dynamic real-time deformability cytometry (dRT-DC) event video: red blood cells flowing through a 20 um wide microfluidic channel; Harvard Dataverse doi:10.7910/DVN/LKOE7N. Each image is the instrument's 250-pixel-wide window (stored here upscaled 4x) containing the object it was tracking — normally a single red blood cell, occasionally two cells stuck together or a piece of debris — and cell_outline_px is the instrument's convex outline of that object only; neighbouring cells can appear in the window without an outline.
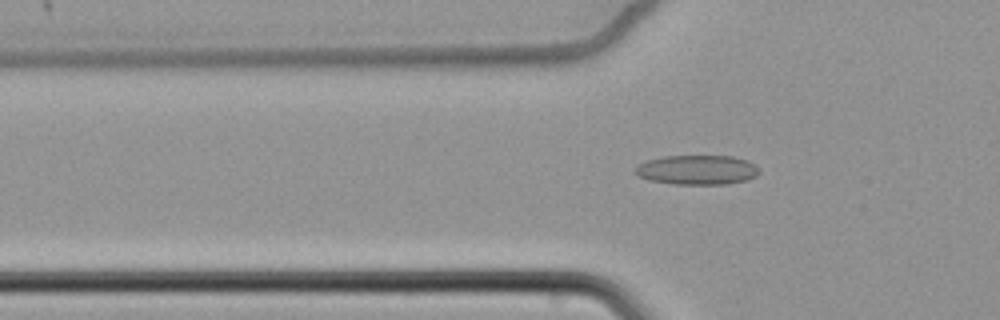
{"species": "common noctule bat (a hibernating species)", "species_latin": "Nyctalus noctula", "temperature_condition": "cold", "stored_images_in_passage": 64, "camera_frame_rate_fps": 3000, "um_per_image_px": 0.085, "animal": {"sex": "female", "body_mass_g": 22.7, "forearm_length_mm": 54.2}, "frame": {"image": 1, "passage_image": 24, "time_ms": 7.667, "image_size_px": [1000, 320], "cell_outline_px": [[760, 172], [756, 176], [748, 180], [724, 184], [672, 184], [648, 180], [636, 176], [636, 164], [648, 160], [664, 156], [732, 156], [748, 160]], "centroid_in_image_um": [59.22, 14.44], "position_along_channel_um": 66.6, "area_um2": 21.39}}
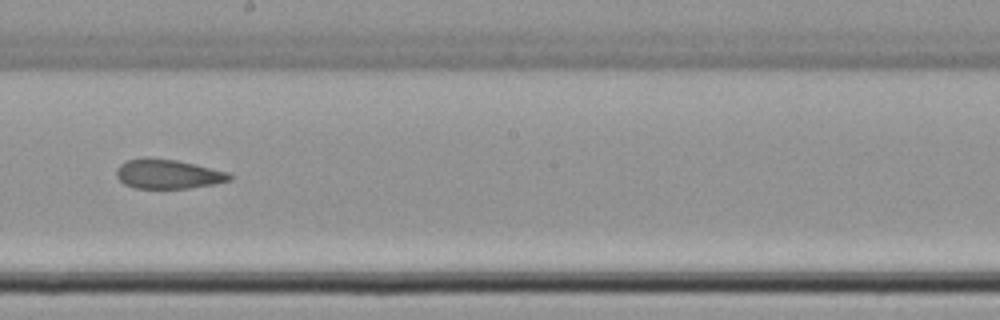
{"frame": {"image": 2, "passage_image": 39, "time_ms": 12.667, "image_size_px": [1000, 320], "cell_outline_px": [[232, 180], [212, 184], [188, 188], [136, 188], [124, 184], [116, 176], [116, 168], [120, 164], [128, 160], [144, 156], [176, 160], [196, 164], [228, 172], [232, 176]], "centroid_in_image_um": [14.25, 14.78], "position_along_channel_um": 233.9, "area_um2": 19.48}}
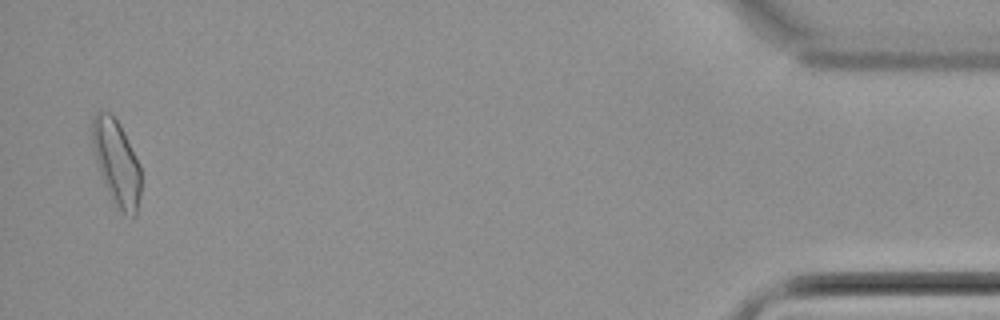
{"frame": {"image": 3, "passage_image": 63, "time_ms": 20.667, "image_size_px": [1000, 320], "cell_outline_px": [[140, 196], [136, 216], [124, 216], [116, 208], [104, 184], [92, 148], [92, 120], [96, 112], [100, 108], [112, 112], [140, 164]], "centroid_in_image_um": [9.89, 13.83], "position_along_channel_um": 425.3, "area_um2": 24.33}, "authors_computed_cell_mechanics": {"area_um2": 20.9525, "velocity_mm_per_s": 3.4187, "shape_relaxation_time_tau1_ms": null, "shape_relaxation_time_tau2_ms": 4.4683, "deformation_change_tau1": null, "deformation_change_tau2": 0.11}}